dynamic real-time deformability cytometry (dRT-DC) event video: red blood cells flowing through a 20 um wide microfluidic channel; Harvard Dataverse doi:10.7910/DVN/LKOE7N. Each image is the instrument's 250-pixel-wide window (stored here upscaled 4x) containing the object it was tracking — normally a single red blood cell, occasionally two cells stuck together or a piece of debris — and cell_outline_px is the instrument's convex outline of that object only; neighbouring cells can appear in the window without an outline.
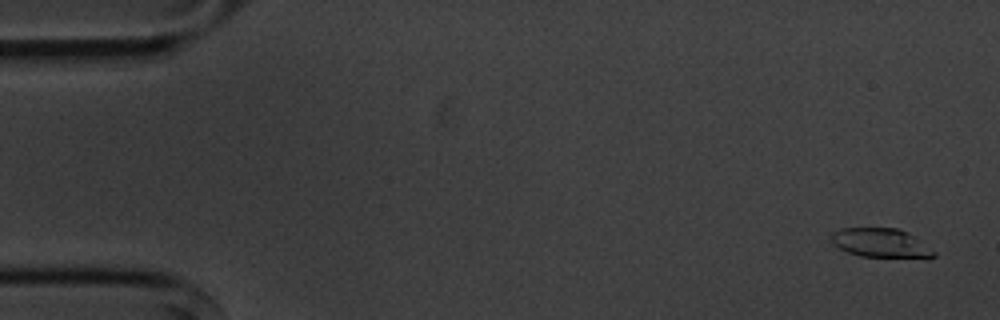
{"species": "common noctule bat (a hibernating species)", "species_latin": "Nyctalus noctula", "temperature_condition": "cold", "stored_images_in_passage": 5, "camera_frame_rate_fps": 3000, "um_per_image_px": 0.085, "animal": {"sex": "male", "body_mass_g": 20.1, "forearm_length_mm": 53.5}, "frame": {"image": 1, "passage_image": 1, "time_ms": 0.0, "image_size_px": [1000, 320], "cell_outline_px": [[936, 256], [860, 256], [848, 252], [832, 244], [832, 232], [840, 228], [896, 228], [908, 232], [936, 252]], "centroid_in_image_um": [74.8, 20.62], "position_along_channel_um": 10.2, "area_um2": 16.82}}